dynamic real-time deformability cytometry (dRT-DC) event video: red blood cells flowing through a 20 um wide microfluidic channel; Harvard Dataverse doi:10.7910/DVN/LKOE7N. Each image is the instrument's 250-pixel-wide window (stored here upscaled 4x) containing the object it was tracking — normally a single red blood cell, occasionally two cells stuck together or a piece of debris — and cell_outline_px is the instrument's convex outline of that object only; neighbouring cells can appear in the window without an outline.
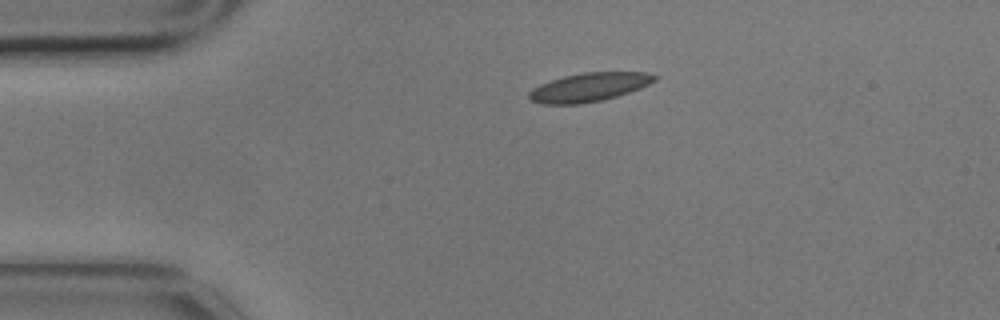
{"species": "common noctule bat (a hibernating species)", "species_latin": "Nyctalus noctula", "temperature_condition": "cold", "stored_images_in_passage": 2, "camera_frame_rate_fps": 3000, "um_per_image_px": 0.085, "animal": {"sex": "male", "body_mass_g": 17.9}, "frame": {"image": 1, "passage_image": 2, "time_ms": 0.333, "image_size_px": [1000, 320], "cell_outline_px": [[660, 76], [656, 80], [640, 88], [604, 100], [580, 104], [540, 104], [532, 100], [528, 96], [528, 92], [532, 88], [540, 84], [564, 76], [584, 72], [648, 72]], "centroid_in_image_um": [50.08, 7.41], "position_along_channel_um": 34.9, "area_um2": 21.04}}